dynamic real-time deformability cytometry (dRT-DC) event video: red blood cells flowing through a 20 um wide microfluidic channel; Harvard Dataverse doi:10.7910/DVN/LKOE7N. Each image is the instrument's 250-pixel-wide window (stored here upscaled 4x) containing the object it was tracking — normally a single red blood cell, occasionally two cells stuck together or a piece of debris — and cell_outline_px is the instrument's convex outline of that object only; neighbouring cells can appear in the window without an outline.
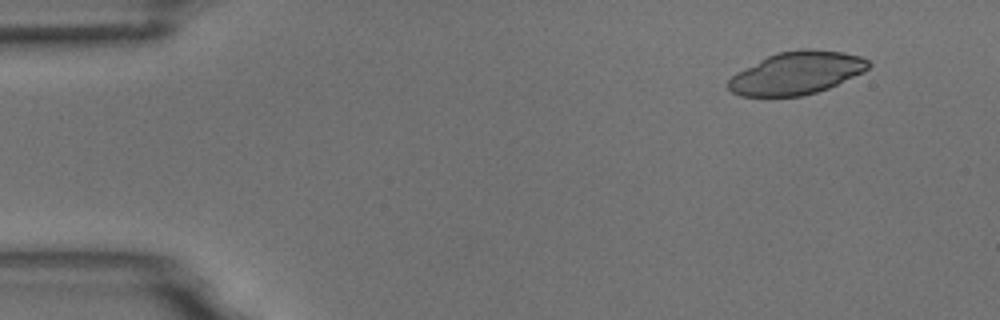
{"species": "common noctule bat (a hibernating species)", "species_latin": "Nyctalus noctula", "temperature_condition": "room temperature", "stored_images_in_passage": 4, "camera_frame_rate_fps": 3000, "um_per_image_px": 0.085, "animal": {"sex": "male", "body_mass_g": 18.8}, "frame": {"image": 1, "passage_image": 2, "time_ms": 1.0, "image_size_px": [1000, 320], "cell_outline_px": [[872, 64], [864, 72], [828, 88], [804, 96], [740, 96], [732, 92], [728, 88], [728, 80], [736, 72], [776, 52], [800, 48], [812, 48], [844, 52], [860, 56], [868, 60]], "centroid_in_image_um": [67.73, 6.19], "position_along_channel_um": 17.3, "area_um2": 35.03}}